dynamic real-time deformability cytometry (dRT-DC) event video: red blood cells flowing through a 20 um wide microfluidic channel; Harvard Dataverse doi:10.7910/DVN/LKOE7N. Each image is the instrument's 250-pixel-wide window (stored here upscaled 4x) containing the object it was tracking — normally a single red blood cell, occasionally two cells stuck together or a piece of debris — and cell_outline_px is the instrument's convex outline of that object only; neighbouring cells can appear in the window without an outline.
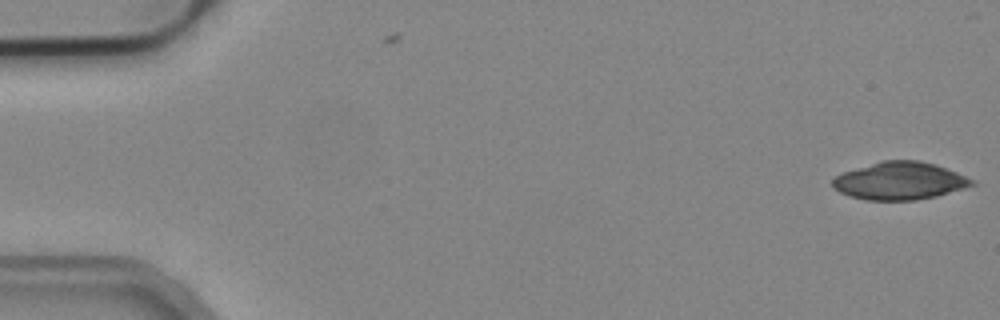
{"species": "common noctule bat (a hibernating species)", "species_latin": "Nyctalus noctula", "temperature_condition": "cold", "stored_images_in_passage": 2, "camera_frame_rate_fps": 3000, "um_per_image_px": 0.085, "animal": {"sex": "male", "body_mass_g": 19.2, "forearm_length_mm": 51.8}, "frame": {"image": 1, "passage_image": 2, "time_ms": 0.333, "image_size_px": [1000, 320], "cell_outline_px": [[976, 184], [964, 188], [936, 196], [916, 200], [864, 200], [848, 196], [832, 188], [832, 180], [836, 176], [844, 172], [880, 160], [920, 160], [936, 164], [956, 172], [972, 180]], "centroid_in_image_um": [76.44, 15.37], "position_along_channel_um": 8.6, "area_um2": 30.58}}